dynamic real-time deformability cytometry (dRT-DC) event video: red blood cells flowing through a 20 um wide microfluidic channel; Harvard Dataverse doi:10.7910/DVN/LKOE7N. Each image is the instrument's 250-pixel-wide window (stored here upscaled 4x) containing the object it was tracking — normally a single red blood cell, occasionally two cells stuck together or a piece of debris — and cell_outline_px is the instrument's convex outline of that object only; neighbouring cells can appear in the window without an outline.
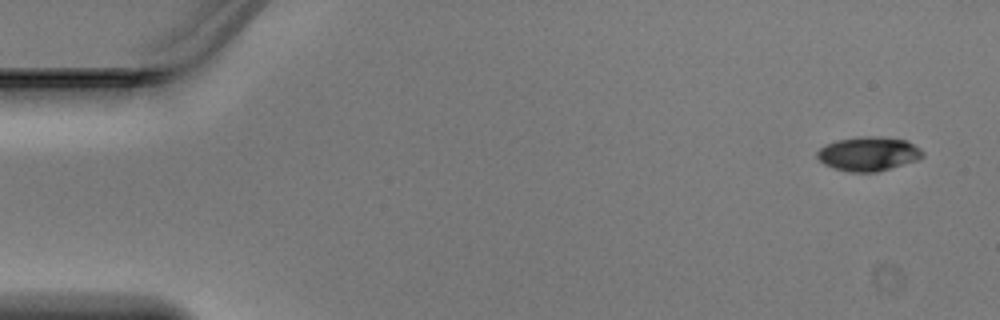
{"species": "Egyptian fruit bat (a non-hibernating species)", "species_latin": "Rousettus aegyptiacus", "temperature_condition": "warm", "stored_images_in_passage": 4, "camera_frame_rate_fps": 3000, "um_per_image_px": 0.085, "animal": {"sex": "male"}, "frame": {"image": 1, "passage_image": 1, "time_ms": 0.0, "image_size_px": [1000, 320], "cell_outline_px": [[924, 156], [916, 160], [876, 172], [852, 172], [836, 168], [824, 164], [816, 156], [816, 152], [820, 148], [836, 140], [860, 136], [880, 136], [908, 140], [920, 148], [924, 152]], "centroid_in_image_um": [73.84, 13.05], "position_along_channel_um": 11.2, "area_um2": 20.92}}
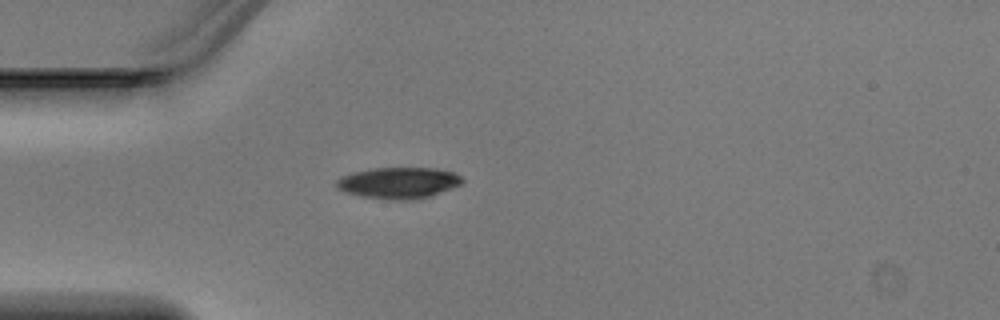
{"frame": {"image": 2, "passage_image": 4, "time_ms": 1.0, "image_size_px": [1000, 320], "cell_outline_px": [[464, 184], [428, 196], [408, 200], [396, 200], [360, 196], [336, 188], [332, 184], [340, 176], [352, 172], [372, 168], [436, 168], [452, 172], [460, 176], [464, 180]], "centroid_in_image_um": [33.84, 15.53], "position_along_channel_um": 51.2, "area_um2": 22.95}}